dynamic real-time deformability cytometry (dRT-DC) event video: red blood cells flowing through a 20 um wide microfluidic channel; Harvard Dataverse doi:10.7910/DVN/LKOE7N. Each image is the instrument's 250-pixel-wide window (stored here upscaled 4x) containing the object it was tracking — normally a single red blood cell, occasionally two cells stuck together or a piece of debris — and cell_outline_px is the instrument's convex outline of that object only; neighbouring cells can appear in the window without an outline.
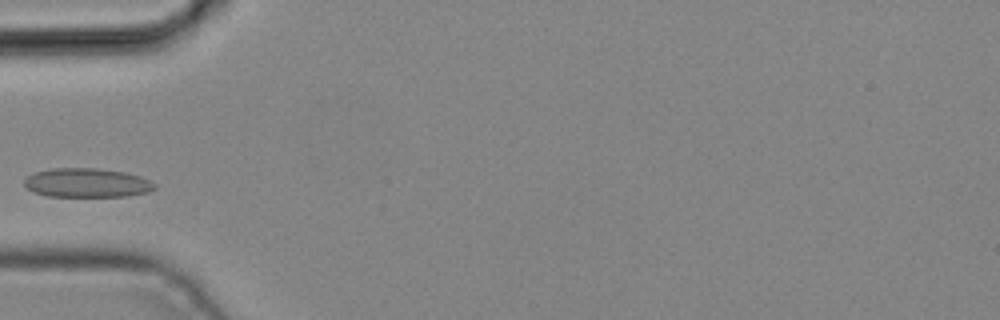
{"species": "common noctule bat (a hibernating species)", "species_latin": "Nyctalus noctula", "temperature_condition": "cold", "stored_images_in_passage": 3, "camera_frame_rate_fps": 3000, "um_per_image_px": 0.085, "animal": {"sex": "male", "body_mass_g": 19.2, "forearm_length_mm": 51.8}, "frame": {"image": 1, "passage_image": 3, "time_ms": 0.667, "image_size_px": [1000, 320], "cell_outline_px": [[156, 188], [148, 192], [128, 196], [48, 196], [32, 192], [24, 184], [24, 180], [28, 176], [36, 172], [52, 168], [96, 168], [124, 172], [140, 176], [156, 184]], "centroid_in_image_um": [7.39, 15.54], "position_along_channel_um": 77.6, "area_um2": 22.02}}